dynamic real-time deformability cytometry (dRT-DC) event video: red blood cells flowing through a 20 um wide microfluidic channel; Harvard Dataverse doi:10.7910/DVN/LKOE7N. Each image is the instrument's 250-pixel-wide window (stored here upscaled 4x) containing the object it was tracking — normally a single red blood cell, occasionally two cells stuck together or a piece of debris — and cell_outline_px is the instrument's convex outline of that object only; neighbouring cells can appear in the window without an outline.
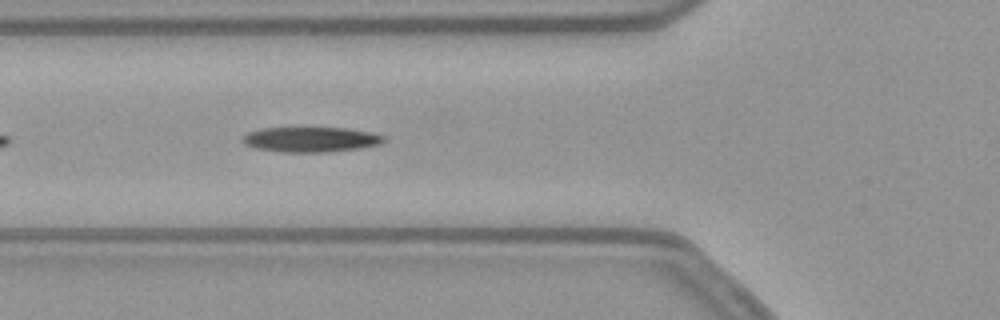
{"species": "common noctule bat (a hibernating species)", "species_latin": "Nyctalus noctula", "temperature_condition": "warm", "stored_images_in_passage": 36, "camera_frame_rate_fps": 3000, "um_per_image_px": 0.085, "animal": {"sex": "female", "body_mass_g": 21.9}, "frame": {"image": 1, "passage_image": 6, "time_ms": 1.667, "image_size_px": [1000, 320], "cell_outline_px": [[388, 140], [380, 144], [360, 148], [328, 152], [280, 152], [256, 148], [244, 144], [240, 140], [248, 132], [260, 128], [348, 128], [372, 132], [388, 136]], "centroid_in_image_um": [26.47, 11.85], "position_along_channel_um": 99.3, "area_um2": 20.92}, "authors_computed_cell_mechanics": {"area_um2": 20.8658, "velocity_mm_per_s": 3.8018, "shape_relaxation_time_tau1_ms": 5.8298, "shape_relaxation_time_tau2_ms": null, "deformation_change_tau1": 0.1839, "deformation_change_tau2": null}}